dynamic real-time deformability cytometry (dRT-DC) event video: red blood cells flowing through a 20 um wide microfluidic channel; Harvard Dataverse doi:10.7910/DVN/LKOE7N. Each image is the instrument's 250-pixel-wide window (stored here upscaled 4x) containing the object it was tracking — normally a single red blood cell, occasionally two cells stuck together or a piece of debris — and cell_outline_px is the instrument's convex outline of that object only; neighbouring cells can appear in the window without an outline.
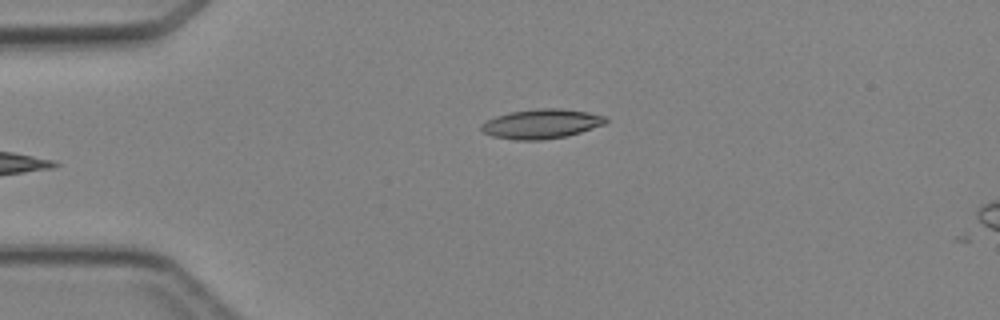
{"species": "Egyptian fruit bat (a non-hibernating species)", "species_latin": "Rousettus aegyptiacus", "temperature_condition": "cold", "stored_images_in_passage": 5, "camera_frame_rate_fps": 3000, "um_per_image_px": 0.085, "animal": {"sex": "female"}, "frame": {"image": 1, "passage_image": 5, "time_ms": 4.333, "image_size_px": [1000, 320], "cell_outline_px": [[608, 120], [604, 124], [568, 136], [544, 140], [516, 140], [492, 136], [484, 132], [480, 128], [480, 124], [496, 116], [508, 112], [540, 108], [560, 108], [588, 112], [604, 116]], "centroid_in_image_um": [46.0, 10.53], "position_along_channel_um": 39.0, "area_um2": 21.39}}